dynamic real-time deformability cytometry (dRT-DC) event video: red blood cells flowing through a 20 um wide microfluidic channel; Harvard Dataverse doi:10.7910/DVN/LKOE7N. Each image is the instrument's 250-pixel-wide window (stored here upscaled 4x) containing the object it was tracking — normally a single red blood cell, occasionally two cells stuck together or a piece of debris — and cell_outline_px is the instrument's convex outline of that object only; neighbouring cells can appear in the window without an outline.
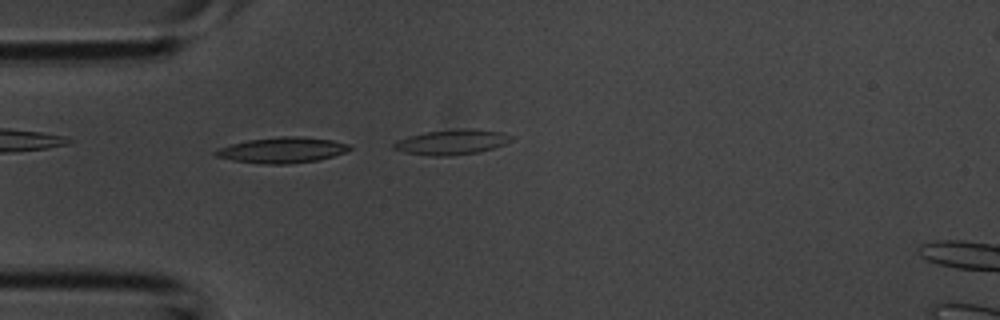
{"species": "common noctule bat (a hibernating species)", "species_latin": "Nyctalus noctula", "temperature_condition": "room temperature", "stored_images_in_passage": 5, "camera_frame_rate_fps": 3000, "um_per_image_px": 0.085, "animal": {"sex": "male", "body_mass_g": 20.1, "forearm_length_mm": 53.5}, "frame": {"image": 1, "passage_image": 4, "time_ms": 1.0, "image_size_px": [1000, 320], "cell_outline_px": [[352, 148], [344, 152], [332, 156], [316, 160], [288, 164], [264, 164], [232, 160], [216, 156], [212, 152], [216, 148], [248, 140], [280, 136], [300, 136], [332, 140], [352, 144]], "centroid_in_image_um": [23.97, 12.75], "position_along_channel_um": 61.0, "area_um2": 20.06}}